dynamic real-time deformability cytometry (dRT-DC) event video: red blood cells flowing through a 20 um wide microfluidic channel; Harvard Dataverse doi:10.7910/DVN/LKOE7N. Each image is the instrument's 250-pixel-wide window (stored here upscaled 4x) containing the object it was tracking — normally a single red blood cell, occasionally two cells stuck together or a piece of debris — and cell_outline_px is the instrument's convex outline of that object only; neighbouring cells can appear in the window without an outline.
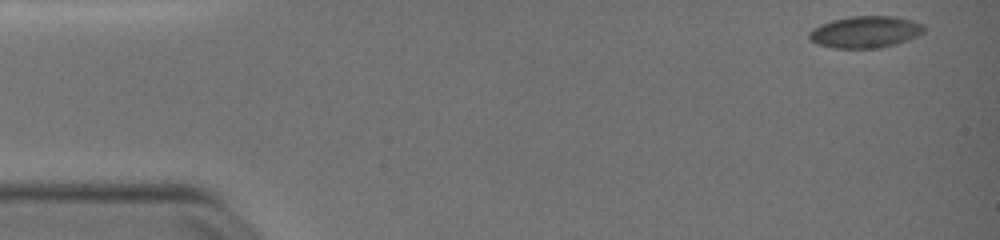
{"species": "common noctule bat (a hibernating species)", "species_latin": "Nyctalus noctula", "temperature_condition": "warm", "stored_images_in_passage": 49, "camera_frame_rate_fps": 3000, "um_per_image_px": 0.085, "animal": {"sex": "female", "body_mass_g": 19.0, "forearm_length_mm": 51.5}, "frame": {"image": 1, "passage_image": 1, "time_ms": 0.0, "image_size_px": [1000, 240], "cell_outline_px": [[924, 32], [908, 40], [896, 44], [876, 48], [836, 48], [816, 44], [808, 40], [808, 32], [812, 28], [820, 24], [832, 20], [852, 16], [892, 16], [912, 20], [924, 24]], "centroid_in_image_um": [73.52, 2.71], "position_along_channel_um": 11.5, "area_um2": 21.39}}
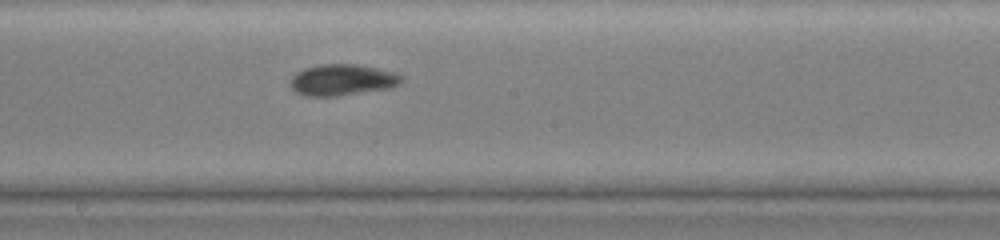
{"frame": {"image": 2, "passage_image": 28, "time_ms": 9.0, "image_size_px": [1000, 240], "cell_outline_px": [[404, 80], [400, 84], [392, 88], [336, 96], [308, 96], [296, 92], [288, 84], [288, 80], [296, 72], [304, 68], [320, 64], [356, 64], [396, 72], [404, 76]], "centroid_in_image_um": [29.1, 6.79], "position_along_channel_um": 219.1, "area_um2": 20.58}}
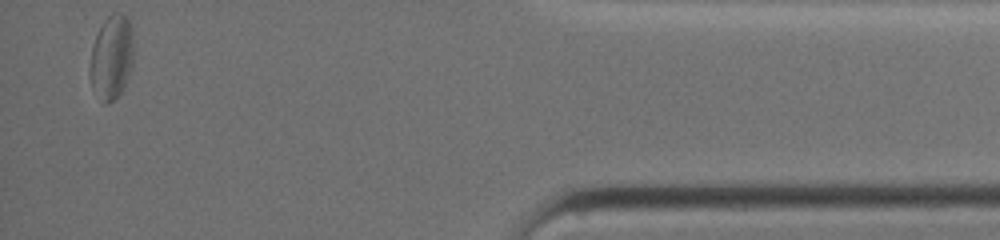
{"frame": {"image": 3, "passage_image": 49, "time_ms": 16.0, "image_size_px": [1000, 240], "cell_outline_px": [[132, 64], [124, 88], [108, 104], [104, 104], [92, 88], [92, 48], [96, 36], [104, 20], [108, 16], [116, 12], [124, 16], [128, 20], [132, 28]], "centroid_in_image_um": [9.51, 4.86], "position_along_channel_um": 425.7, "area_um2": 20.63}, "authors_computed_cell_mechanics": {"area_um2": 20.5768, "velocity_mm_per_s": 3.6786, "shape_relaxation_time_tau1_ms": null, "shape_relaxation_time_tau2_ms": 2.3926, "deformation_change_tau1": null, "deformation_change_tau2": 0.0486}}